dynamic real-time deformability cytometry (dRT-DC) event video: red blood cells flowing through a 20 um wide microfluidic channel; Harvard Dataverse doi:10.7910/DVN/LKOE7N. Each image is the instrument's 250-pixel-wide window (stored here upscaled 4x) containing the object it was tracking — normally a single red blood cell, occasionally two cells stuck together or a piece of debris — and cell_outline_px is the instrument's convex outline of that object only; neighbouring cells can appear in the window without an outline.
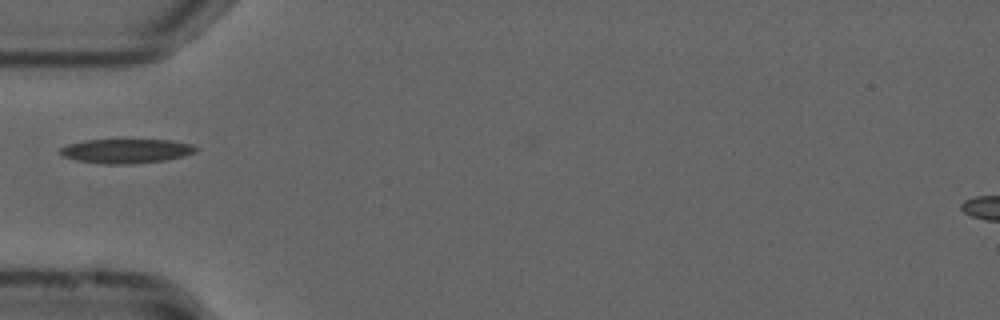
{"species": "common noctule bat (a hibernating species)", "species_latin": "Nyctalus noctula", "temperature_condition": "cold", "stored_images_in_passage": 2, "camera_frame_rate_fps": 3000, "um_per_image_px": 0.085, "animal": {"sex": "male", "forearm_length_mm": 52.5}, "frame": {"image": 1, "passage_image": 1, "time_ms": 0.0, "image_size_px": [1000, 320], "cell_outline_px": [[196, 152], [184, 156], [164, 160], [132, 164], [104, 164], [76, 160], [64, 156], [60, 152], [60, 148], [68, 144], [88, 140], [172, 140], [192, 144], [196, 148]], "centroid_in_image_um": [10.75, 12.84], "position_along_channel_um": 74.3, "area_um2": 19.07}}